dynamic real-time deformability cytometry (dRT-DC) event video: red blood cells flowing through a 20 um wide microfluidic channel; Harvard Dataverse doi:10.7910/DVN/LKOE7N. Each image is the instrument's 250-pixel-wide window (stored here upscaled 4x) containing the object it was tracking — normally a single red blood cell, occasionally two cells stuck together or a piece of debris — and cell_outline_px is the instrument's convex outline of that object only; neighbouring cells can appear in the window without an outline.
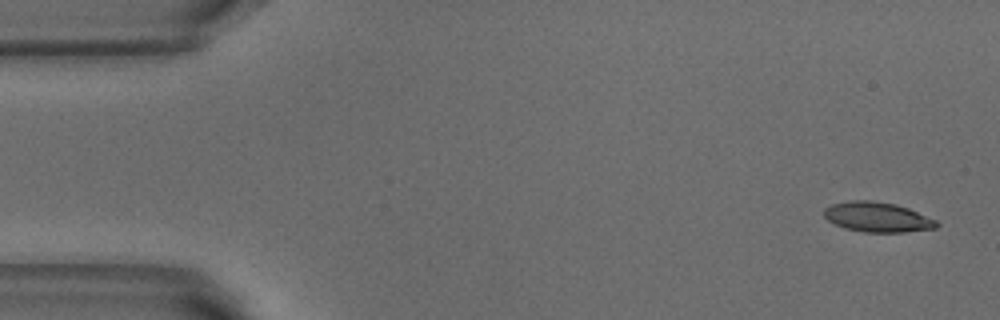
{"species": "common noctule bat (a hibernating species)", "species_latin": "Nyctalus noctula", "temperature_condition": "warm", "stored_images_in_passage": 5, "camera_frame_rate_fps": 3000, "um_per_image_px": 0.085, "animal": {"sex": "male", "body_mass_g": 18.8}, "frame": {"image": 1, "passage_image": 1, "time_ms": 0.0, "image_size_px": [1000, 320], "cell_outline_px": [[940, 224], [936, 228], [904, 232], [864, 232], [844, 228], [828, 220], [824, 216], [824, 208], [832, 204], [852, 200], [872, 200], [896, 204], [908, 208], [936, 220]], "centroid_in_image_um": [74.58, 18.45], "position_along_channel_um": 10.4, "area_um2": 19.59}}